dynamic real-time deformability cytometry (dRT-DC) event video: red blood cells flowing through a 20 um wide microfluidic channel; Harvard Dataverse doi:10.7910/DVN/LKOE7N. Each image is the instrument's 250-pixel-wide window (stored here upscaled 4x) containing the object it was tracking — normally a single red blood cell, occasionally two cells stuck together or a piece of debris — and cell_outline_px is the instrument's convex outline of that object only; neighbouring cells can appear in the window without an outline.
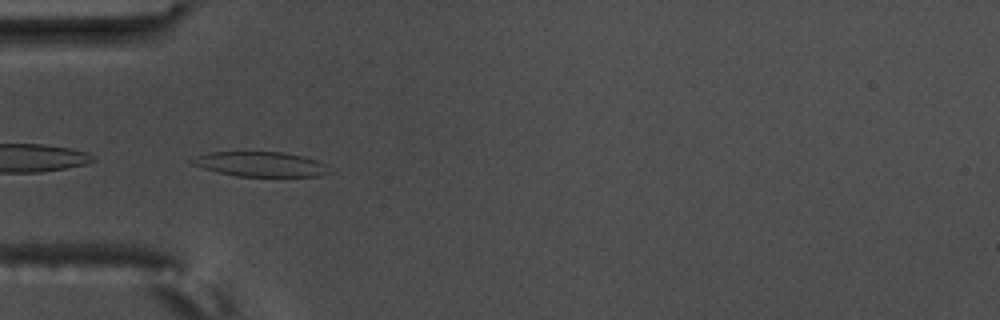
{"species": "common noctule bat (a hibernating species)", "species_latin": "Nyctalus noctula", "temperature_condition": "warm", "stored_images_in_passage": 8, "camera_frame_rate_fps": 3000, "um_per_image_px": 0.085, "animal": {"sex": "male", "body_mass_g": 17.5, "forearm_length_mm": 52.3}, "frame": {"image": 1, "passage_image": 5, "time_ms": 1.333, "image_size_px": [1000, 320], "cell_outline_px": [[336, 172], [320, 176], [236, 176], [216, 172], [192, 164], [188, 160], [196, 156], [208, 152], [284, 152], [316, 160], [328, 164]], "centroid_in_image_um": [22.21, 13.96], "position_along_channel_um": 62.8, "area_um2": 20.11}}
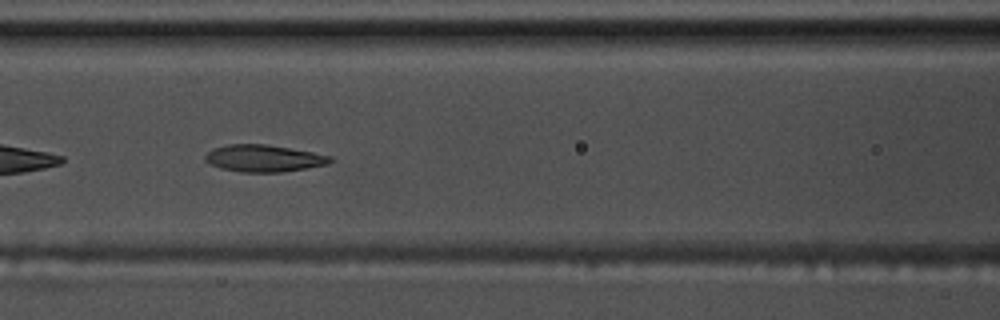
{"frame": {"image": 2, "passage_image": 7, "time_ms": 2.0, "image_size_px": [1000, 320], "cell_outline_px": [[332, 160], [328, 164], [280, 172], [240, 172], [220, 168], [208, 164], [204, 160], [204, 156], [212, 148], [228, 144], [264, 144], [312, 152], [332, 156]], "centroid_in_image_um": [22.35, 13.46], "position_along_channel_um": 144.2, "area_um2": 19.59}}